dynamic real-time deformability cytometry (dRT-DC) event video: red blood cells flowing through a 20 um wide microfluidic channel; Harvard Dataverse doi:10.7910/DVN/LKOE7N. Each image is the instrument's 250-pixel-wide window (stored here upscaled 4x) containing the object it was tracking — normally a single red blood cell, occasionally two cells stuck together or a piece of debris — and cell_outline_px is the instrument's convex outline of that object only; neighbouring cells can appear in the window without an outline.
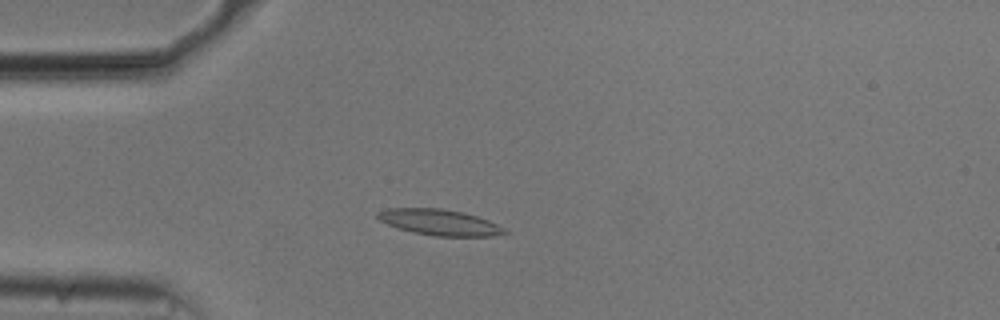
{"species": "common noctule bat (a hibernating species)", "species_latin": "Nyctalus noctula", "temperature_condition": "cold", "stored_images_in_passage": 43, "camera_frame_rate_fps": 3000, "um_per_image_px": 0.085, "animal": {"sex": "male", "body_mass_g": 20.5, "forearm_length_mm": 52.5}, "frame": {"image": 1, "passage_image": 3, "time_ms": 0.667, "image_size_px": [1000, 320], "cell_outline_px": [[512, 232], [492, 236], [436, 236], [412, 232], [388, 224], [380, 220], [376, 216], [376, 212], [388, 208], [440, 208], [464, 212], [488, 220]], "centroid_in_image_um": [37.38, 18.89], "position_along_channel_um": 47.6, "area_um2": 19.13}}
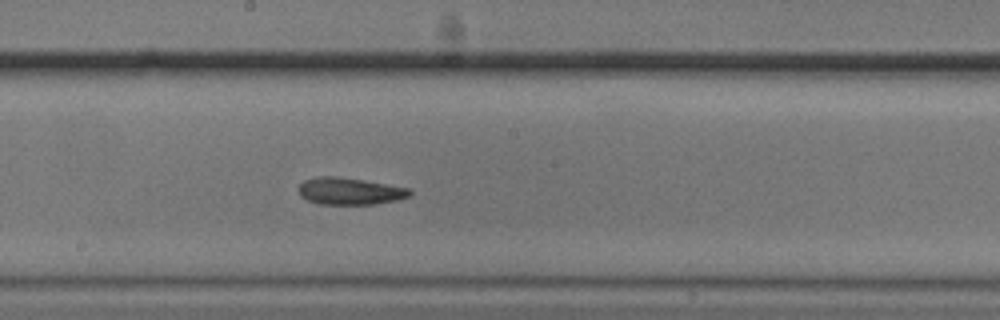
{"frame": {"image": 2, "passage_image": 18, "time_ms": 5.667, "image_size_px": [1000, 320], "cell_outline_px": [[412, 192], [408, 196], [396, 200], [372, 204], [316, 204], [300, 196], [296, 188], [304, 180], [320, 176], [336, 176], [364, 180], [412, 188]], "centroid_in_image_um": [29.7, 16.24], "position_along_channel_um": 218.5, "area_um2": 17.63}}
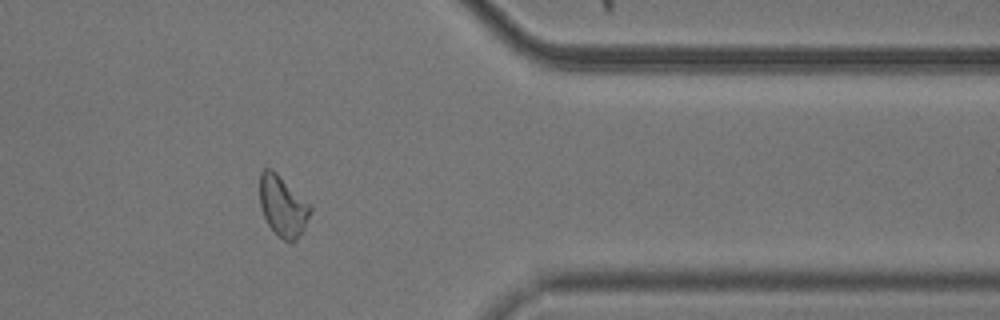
{"frame": {"image": 3, "passage_image": 33, "time_ms": 10.667, "image_size_px": [1000, 320], "cell_outline_px": [[312, 212], [304, 228], [296, 240], [292, 244], [284, 240], [268, 224], [264, 216], [260, 204], [260, 172], [264, 168], [272, 168], [312, 204]], "centroid_in_image_um": [24.07, 17.49], "position_along_channel_um": 387.3, "area_um2": 18.09}, "authors_computed_cell_mechanics": {"area_um2": 18.0914, "velocity_mm_per_s": 3.6958, "shape_relaxation_time_tau1_ms": null, "shape_relaxation_time_tau2_ms": 4.5652, "deformation_change_tau1": null, "deformation_change_tau2": 0.103}}